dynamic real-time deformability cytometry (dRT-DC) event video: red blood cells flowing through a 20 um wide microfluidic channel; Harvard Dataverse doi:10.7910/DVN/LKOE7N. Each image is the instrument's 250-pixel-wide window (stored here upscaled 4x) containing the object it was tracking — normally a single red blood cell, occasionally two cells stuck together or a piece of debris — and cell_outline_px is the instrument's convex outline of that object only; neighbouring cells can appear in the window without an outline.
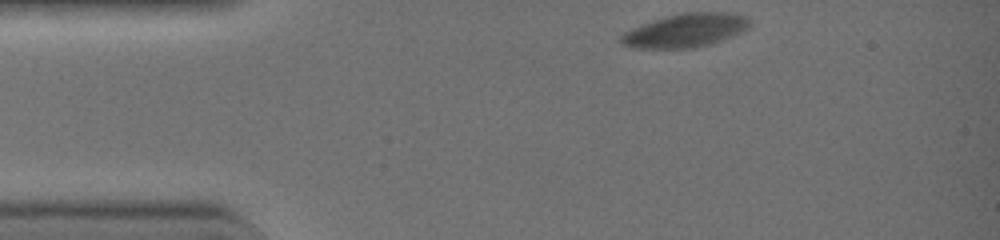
{"species": "common noctule bat (a hibernating species)", "species_latin": "Nyctalus noctula", "temperature_condition": "warm", "stored_images_in_passage": 36, "camera_frame_rate_fps": 3000, "um_per_image_px": 0.085, "animal": {"sex": "female", "body_mass_g": 19.0, "forearm_length_mm": 51.5}, "frame": {"image": 1, "passage_image": 1, "time_ms": 0.0, "image_size_px": [1000, 240], "cell_outline_px": [[748, 28], [740, 32], [720, 40], [696, 48], [632, 48], [620, 44], [620, 36], [624, 32], [632, 28], [652, 20], [684, 12], [732, 12], [748, 16]], "centroid_in_image_um": [58.23, 2.58], "position_along_channel_um": 26.8, "area_um2": 25.09}}
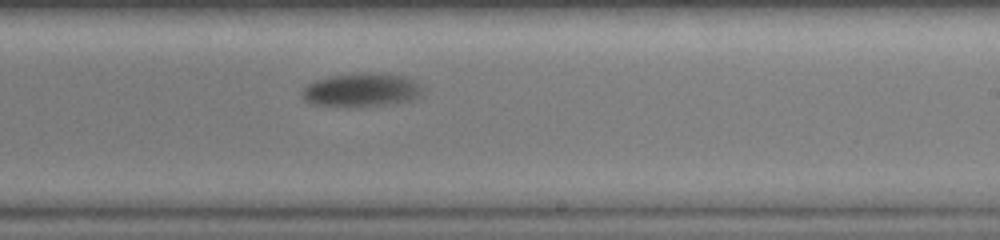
{"frame": {"image": 2, "passage_image": 22, "time_ms": 7.0, "image_size_px": [1000, 240], "cell_outline_px": [[428, 88], [420, 96], [412, 100], [384, 104], [336, 108], [312, 104], [304, 100], [300, 96], [300, 92], [308, 84], [316, 80], [328, 76], [364, 72], [376, 72], [404, 76]], "centroid_in_image_um": [30.71, 7.65], "position_along_channel_um": 258.3, "area_um2": 24.22}}
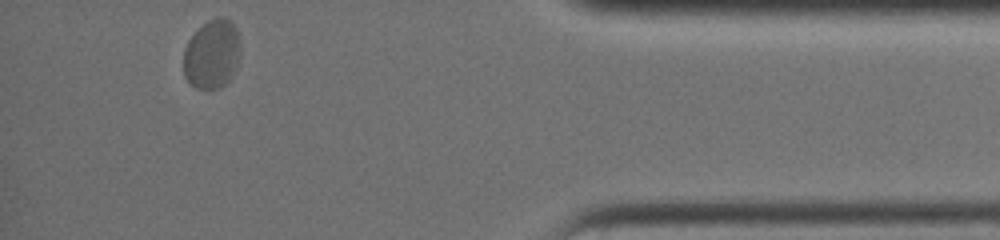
{"frame": {"image": 3, "passage_image": 36, "time_ms": 11.667, "image_size_px": [1000, 240], "cell_outline_px": [[240, 52], [236, 68], [228, 80], [220, 88], [196, 88], [184, 76], [184, 48], [188, 40], [208, 20], [216, 16], [224, 16], [232, 20], [236, 28], [240, 40]], "centroid_in_image_um": [18.04, 4.56], "position_along_channel_um": 417.2, "area_um2": 22.95}, "authors_computed_cell_mechanics": {"area_um2": 23.8714, "velocity_mm_per_s": 4.1209, "shape_relaxation_time_tau1_ms": 2.3265, "shape_relaxation_time_tau2_ms": null, "deformation_change_tau1": 0.0741, "deformation_change_tau2": null}}